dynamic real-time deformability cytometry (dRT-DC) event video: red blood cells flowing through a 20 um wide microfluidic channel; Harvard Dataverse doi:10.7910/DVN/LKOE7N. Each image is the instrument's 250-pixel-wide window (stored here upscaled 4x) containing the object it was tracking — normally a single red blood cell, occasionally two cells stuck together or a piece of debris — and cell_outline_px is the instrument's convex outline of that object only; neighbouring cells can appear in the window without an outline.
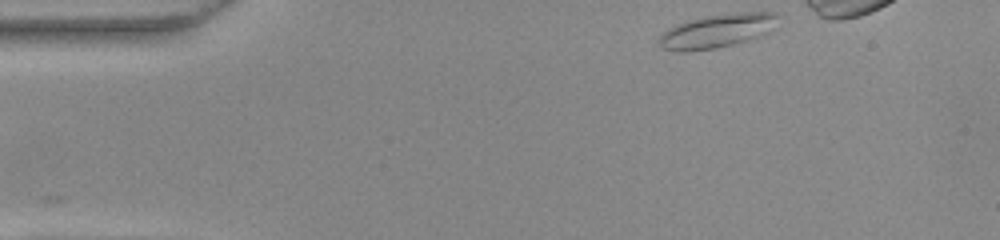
{"species": "common noctule bat (a hibernating species)", "species_latin": "Nyctalus noctula", "temperature_condition": "warm", "stored_images_in_passage": 37, "camera_frame_rate_fps": 3000, "um_per_image_px": 0.085, "animal": {"sex": "female", "body_mass_g": 22.0, "forearm_length_mm": 56.7}, "frame": {"image": 1, "passage_image": 1, "time_ms": 0.0, "image_size_px": [1000, 240], "cell_outline_px": [[776, 16], [768, 32], [732, 44], [716, 48], [688, 52], [676, 52], [664, 48], [656, 40], [668, 28], [688, 20], [728, 12], [776, 12]], "centroid_in_image_um": [60.85, 2.63], "position_along_channel_um": 24.2, "area_um2": 22.89}}
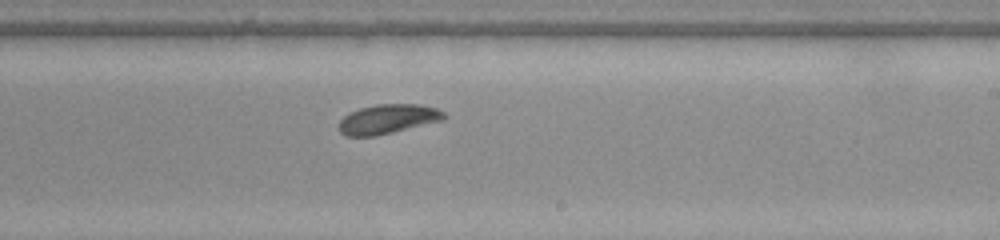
{"frame": {"image": 2, "passage_image": 25, "time_ms": 8.0, "image_size_px": [1000, 240], "cell_outline_px": [[448, 116], [444, 120], [376, 136], [344, 136], [340, 132], [340, 120], [348, 112], [360, 108], [376, 104], [416, 104], [436, 108], [444, 112]], "centroid_in_image_um": [32.97, 10.12], "position_along_channel_um": 256.0, "area_um2": 18.09}}
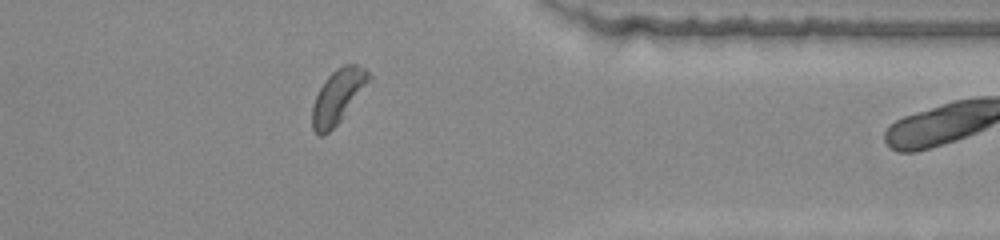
{"frame": {"image": 3, "passage_image": 36, "time_ms": 11.667, "image_size_px": [1000, 240], "cell_outline_px": [[372, 76], [340, 120], [328, 132], [320, 136], [316, 136], [312, 128], [312, 104], [324, 80], [336, 68], [344, 64], [356, 64], [364, 68]], "centroid_in_image_um": [28.67, 8.18], "position_along_channel_um": 382.7, "area_um2": 17.34}}